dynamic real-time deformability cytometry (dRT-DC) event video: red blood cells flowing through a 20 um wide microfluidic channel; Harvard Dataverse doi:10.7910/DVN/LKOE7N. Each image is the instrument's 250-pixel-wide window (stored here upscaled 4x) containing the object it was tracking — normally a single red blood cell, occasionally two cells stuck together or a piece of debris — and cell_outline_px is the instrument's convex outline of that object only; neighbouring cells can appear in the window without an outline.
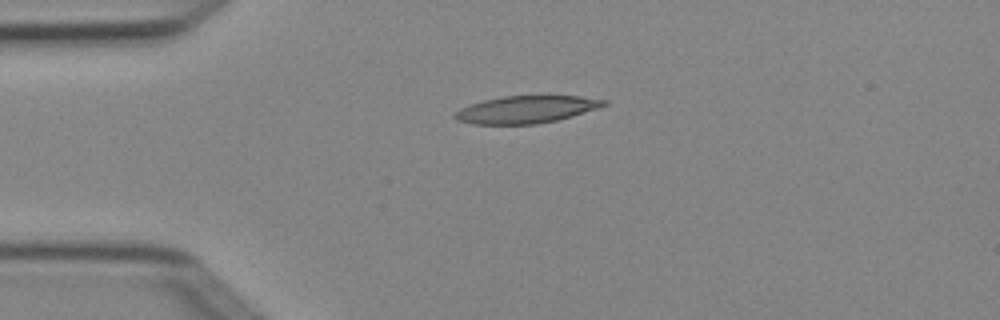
{"species": "Egyptian fruit bat (a non-hibernating species)", "species_latin": "Rousettus aegyptiacus", "temperature_condition": "cold", "stored_images_in_passage": 4, "camera_frame_rate_fps": 3000, "um_per_image_px": 0.085, "animal": {"sex": "female"}, "frame": {"image": 1, "passage_image": 3, "time_ms": 0.667, "image_size_px": [1000, 320], "cell_outline_px": [[608, 104], [600, 108], [572, 116], [556, 120], [536, 124], [472, 124], [456, 120], [452, 116], [460, 108], [484, 100], [504, 96], [580, 96], [608, 100]], "centroid_in_image_um": [44.76, 9.31], "position_along_channel_um": 40.2, "area_um2": 23.7}}